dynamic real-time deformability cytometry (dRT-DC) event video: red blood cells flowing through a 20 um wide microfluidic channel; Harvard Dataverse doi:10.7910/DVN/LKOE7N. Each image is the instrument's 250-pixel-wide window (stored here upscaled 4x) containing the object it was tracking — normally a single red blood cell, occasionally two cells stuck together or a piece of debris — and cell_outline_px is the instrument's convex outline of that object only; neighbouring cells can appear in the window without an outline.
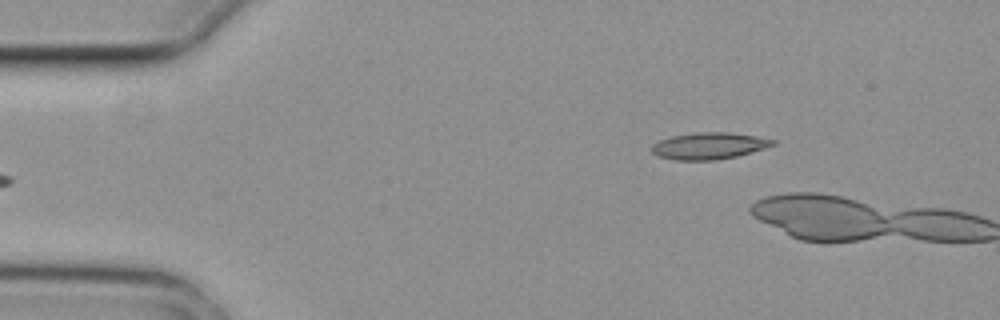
{"species": "common noctule bat (a hibernating species)", "species_latin": "Nyctalus noctula", "temperature_condition": "cold", "stored_images_in_passage": 6, "camera_frame_rate_fps": 3000, "um_per_image_px": 0.085, "animal": {"sex": "female", "body_mass_g": 29.2, "forearm_length_mm": 56.3}, "frame": {"image": 1, "passage_image": 6, "time_ms": 1.667, "image_size_px": [1000, 320], "cell_outline_px": [[776, 144], [764, 148], [736, 156], [716, 160], [676, 160], [660, 156], [652, 152], [652, 144], [660, 140], [672, 136], [696, 132], [728, 132], [756, 136], [776, 140]], "centroid_in_image_um": [60.27, 12.39], "position_along_channel_um": 24.7, "area_um2": 18.67}}